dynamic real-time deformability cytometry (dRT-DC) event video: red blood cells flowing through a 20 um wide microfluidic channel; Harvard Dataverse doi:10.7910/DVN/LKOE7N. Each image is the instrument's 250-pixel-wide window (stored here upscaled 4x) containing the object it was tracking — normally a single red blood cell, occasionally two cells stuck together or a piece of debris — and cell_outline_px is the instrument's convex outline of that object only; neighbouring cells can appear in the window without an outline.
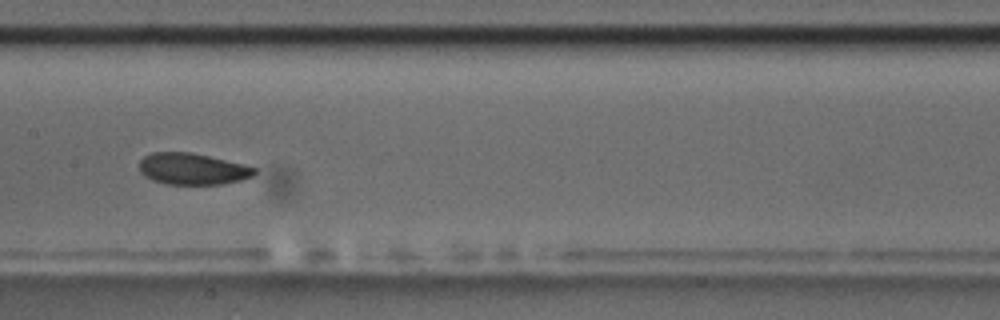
{"species": "common noctule bat (a hibernating species)", "species_latin": "Nyctalus noctula", "temperature_condition": "room temperature", "stored_images_in_passage": 9, "camera_frame_rate_fps": 3000, "um_per_image_px": 0.085, "animal": {"sex": "male", "body_mass_g": 17.5, "forearm_length_mm": 52.3}, "frame": {"image": 1, "passage_image": 8, "time_ms": 9.0, "image_size_px": [1000, 320], "cell_outline_px": [[256, 172], [252, 176], [244, 180], [220, 184], [164, 184], [152, 180], [144, 176], [140, 172], [140, 160], [144, 156], [152, 152], [192, 152], [244, 164], [256, 168]], "centroid_in_image_um": [16.36, 14.36], "position_along_channel_um": 191.0, "area_um2": 21.27}}
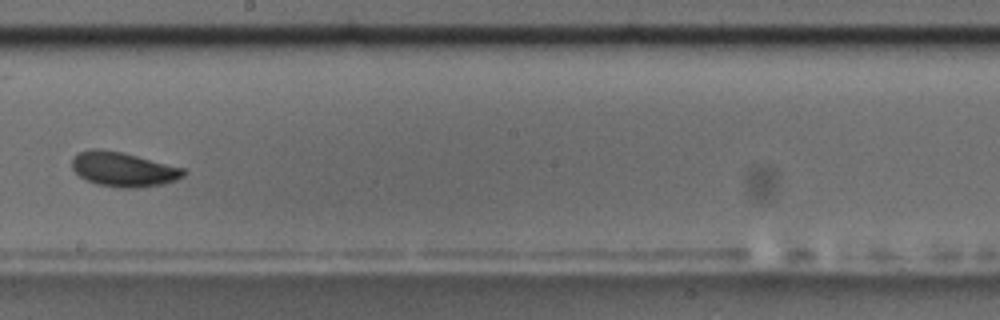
{"frame": {"image": 2, "passage_image": 9, "time_ms": 10.333, "image_size_px": [1000, 320], "cell_outline_px": [[188, 172], [184, 176], [176, 180], [164, 184], [136, 188], [116, 188], [96, 184], [80, 176], [72, 168], [72, 156], [80, 152], [92, 148], [100, 148], [120, 152], [184, 168]], "centroid_in_image_um": [10.48, 14.4], "position_along_channel_um": 237.7, "area_um2": 22.48}}